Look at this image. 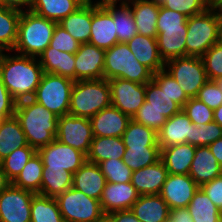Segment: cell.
Segmentation results:
<instances>
[{
    "label": "cell",
    "mask_w": 222,
    "mask_h": 222,
    "mask_svg": "<svg viewBox=\"0 0 222 222\" xmlns=\"http://www.w3.org/2000/svg\"><path fill=\"white\" fill-rule=\"evenodd\" d=\"M43 74L38 57L0 52V77L16 102L33 98Z\"/></svg>",
    "instance_id": "cell-1"
},
{
    "label": "cell",
    "mask_w": 222,
    "mask_h": 222,
    "mask_svg": "<svg viewBox=\"0 0 222 222\" xmlns=\"http://www.w3.org/2000/svg\"><path fill=\"white\" fill-rule=\"evenodd\" d=\"M14 115L36 151L56 139L59 117L32 98L17 102Z\"/></svg>",
    "instance_id": "cell-2"
},
{
    "label": "cell",
    "mask_w": 222,
    "mask_h": 222,
    "mask_svg": "<svg viewBox=\"0 0 222 222\" xmlns=\"http://www.w3.org/2000/svg\"><path fill=\"white\" fill-rule=\"evenodd\" d=\"M57 22L38 16L31 11L21 12L17 40L11 52L39 57L50 45Z\"/></svg>",
    "instance_id": "cell-3"
},
{
    "label": "cell",
    "mask_w": 222,
    "mask_h": 222,
    "mask_svg": "<svg viewBox=\"0 0 222 222\" xmlns=\"http://www.w3.org/2000/svg\"><path fill=\"white\" fill-rule=\"evenodd\" d=\"M111 93L106 79L77 80L74 82L68 114L91 118L102 109L110 107Z\"/></svg>",
    "instance_id": "cell-4"
},
{
    "label": "cell",
    "mask_w": 222,
    "mask_h": 222,
    "mask_svg": "<svg viewBox=\"0 0 222 222\" xmlns=\"http://www.w3.org/2000/svg\"><path fill=\"white\" fill-rule=\"evenodd\" d=\"M154 73L138 62L126 43H117L105 50L104 79L121 78L146 84Z\"/></svg>",
    "instance_id": "cell-5"
},
{
    "label": "cell",
    "mask_w": 222,
    "mask_h": 222,
    "mask_svg": "<svg viewBox=\"0 0 222 222\" xmlns=\"http://www.w3.org/2000/svg\"><path fill=\"white\" fill-rule=\"evenodd\" d=\"M222 13L206 9L187 19L186 56L202 57L217 43Z\"/></svg>",
    "instance_id": "cell-6"
},
{
    "label": "cell",
    "mask_w": 222,
    "mask_h": 222,
    "mask_svg": "<svg viewBox=\"0 0 222 222\" xmlns=\"http://www.w3.org/2000/svg\"><path fill=\"white\" fill-rule=\"evenodd\" d=\"M74 82L70 78L44 72L32 99L58 117L66 115Z\"/></svg>",
    "instance_id": "cell-7"
},
{
    "label": "cell",
    "mask_w": 222,
    "mask_h": 222,
    "mask_svg": "<svg viewBox=\"0 0 222 222\" xmlns=\"http://www.w3.org/2000/svg\"><path fill=\"white\" fill-rule=\"evenodd\" d=\"M164 69L181 86L188 98L196 97L208 81L204 62L196 56H183L165 62Z\"/></svg>",
    "instance_id": "cell-8"
},
{
    "label": "cell",
    "mask_w": 222,
    "mask_h": 222,
    "mask_svg": "<svg viewBox=\"0 0 222 222\" xmlns=\"http://www.w3.org/2000/svg\"><path fill=\"white\" fill-rule=\"evenodd\" d=\"M55 199L65 222H94L104 215L100 200L86 196L73 187Z\"/></svg>",
    "instance_id": "cell-9"
},
{
    "label": "cell",
    "mask_w": 222,
    "mask_h": 222,
    "mask_svg": "<svg viewBox=\"0 0 222 222\" xmlns=\"http://www.w3.org/2000/svg\"><path fill=\"white\" fill-rule=\"evenodd\" d=\"M56 139L87 155L93 140L90 118L76 117L71 114L60 116Z\"/></svg>",
    "instance_id": "cell-10"
},
{
    "label": "cell",
    "mask_w": 222,
    "mask_h": 222,
    "mask_svg": "<svg viewBox=\"0 0 222 222\" xmlns=\"http://www.w3.org/2000/svg\"><path fill=\"white\" fill-rule=\"evenodd\" d=\"M44 169L66 170L74 174L87 160L86 155L73 147L55 139L37 150Z\"/></svg>",
    "instance_id": "cell-11"
},
{
    "label": "cell",
    "mask_w": 222,
    "mask_h": 222,
    "mask_svg": "<svg viewBox=\"0 0 222 222\" xmlns=\"http://www.w3.org/2000/svg\"><path fill=\"white\" fill-rule=\"evenodd\" d=\"M35 193L10 184L0 193V222H31Z\"/></svg>",
    "instance_id": "cell-12"
},
{
    "label": "cell",
    "mask_w": 222,
    "mask_h": 222,
    "mask_svg": "<svg viewBox=\"0 0 222 222\" xmlns=\"http://www.w3.org/2000/svg\"><path fill=\"white\" fill-rule=\"evenodd\" d=\"M111 104L130 118L145 102L146 84H139L129 80L109 79Z\"/></svg>",
    "instance_id": "cell-13"
},
{
    "label": "cell",
    "mask_w": 222,
    "mask_h": 222,
    "mask_svg": "<svg viewBox=\"0 0 222 222\" xmlns=\"http://www.w3.org/2000/svg\"><path fill=\"white\" fill-rule=\"evenodd\" d=\"M89 43L101 49H109L118 43L113 21V3L92 5L91 34Z\"/></svg>",
    "instance_id": "cell-14"
},
{
    "label": "cell",
    "mask_w": 222,
    "mask_h": 222,
    "mask_svg": "<svg viewBox=\"0 0 222 222\" xmlns=\"http://www.w3.org/2000/svg\"><path fill=\"white\" fill-rule=\"evenodd\" d=\"M198 188L189 174H168L159 195L170 210L187 208Z\"/></svg>",
    "instance_id": "cell-15"
},
{
    "label": "cell",
    "mask_w": 222,
    "mask_h": 222,
    "mask_svg": "<svg viewBox=\"0 0 222 222\" xmlns=\"http://www.w3.org/2000/svg\"><path fill=\"white\" fill-rule=\"evenodd\" d=\"M75 57V81L104 79L105 50L90 43L80 44Z\"/></svg>",
    "instance_id": "cell-16"
},
{
    "label": "cell",
    "mask_w": 222,
    "mask_h": 222,
    "mask_svg": "<svg viewBox=\"0 0 222 222\" xmlns=\"http://www.w3.org/2000/svg\"><path fill=\"white\" fill-rule=\"evenodd\" d=\"M138 197L139 194L131 182H106L100 203L104 214H110L115 211L131 209Z\"/></svg>",
    "instance_id": "cell-17"
},
{
    "label": "cell",
    "mask_w": 222,
    "mask_h": 222,
    "mask_svg": "<svg viewBox=\"0 0 222 222\" xmlns=\"http://www.w3.org/2000/svg\"><path fill=\"white\" fill-rule=\"evenodd\" d=\"M131 118L114 106L102 109L90 118L93 137H122Z\"/></svg>",
    "instance_id": "cell-18"
},
{
    "label": "cell",
    "mask_w": 222,
    "mask_h": 222,
    "mask_svg": "<svg viewBox=\"0 0 222 222\" xmlns=\"http://www.w3.org/2000/svg\"><path fill=\"white\" fill-rule=\"evenodd\" d=\"M191 123L183 110L167 119L157 132V142L160 149L177 144H190Z\"/></svg>",
    "instance_id": "cell-19"
},
{
    "label": "cell",
    "mask_w": 222,
    "mask_h": 222,
    "mask_svg": "<svg viewBox=\"0 0 222 222\" xmlns=\"http://www.w3.org/2000/svg\"><path fill=\"white\" fill-rule=\"evenodd\" d=\"M168 171L160 159L132 173L131 183L139 195L159 194L166 181Z\"/></svg>",
    "instance_id": "cell-20"
},
{
    "label": "cell",
    "mask_w": 222,
    "mask_h": 222,
    "mask_svg": "<svg viewBox=\"0 0 222 222\" xmlns=\"http://www.w3.org/2000/svg\"><path fill=\"white\" fill-rule=\"evenodd\" d=\"M106 184L105 176L98 164L86 161L74 174L72 187L86 196L100 200Z\"/></svg>",
    "instance_id": "cell-21"
},
{
    "label": "cell",
    "mask_w": 222,
    "mask_h": 222,
    "mask_svg": "<svg viewBox=\"0 0 222 222\" xmlns=\"http://www.w3.org/2000/svg\"><path fill=\"white\" fill-rule=\"evenodd\" d=\"M134 16L137 33L157 38V19L160 5L154 0H126Z\"/></svg>",
    "instance_id": "cell-22"
},
{
    "label": "cell",
    "mask_w": 222,
    "mask_h": 222,
    "mask_svg": "<svg viewBox=\"0 0 222 222\" xmlns=\"http://www.w3.org/2000/svg\"><path fill=\"white\" fill-rule=\"evenodd\" d=\"M126 44L134 54L136 60L149 68L153 73L164 69L165 62L159 54L156 38L137 33Z\"/></svg>",
    "instance_id": "cell-23"
},
{
    "label": "cell",
    "mask_w": 222,
    "mask_h": 222,
    "mask_svg": "<svg viewBox=\"0 0 222 222\" xmlns=\"http://www.w3.org/2000/svg\"><path fill=\"white\" fill-rule=\"evenodd\" d=\"M189 175L199 187L222 175V166L217 162L208 146L196 147Z\"/></svg>",
    "instance_id": "cell-24"
},
{
    "label": "cell",
    "mask_w": 222,
    "mask_h": 222,
    "mask_svg": "<svg viewBox=\"0 0 222 222\" xmlns=\"http://www.w3.org/2000/svg\"><path fill=\"white\" fill-rule=\"evenodd\" d=\"M141 222H168L170 208L159 194L139 195L130 209Z\"/></svg>",
    "instance_id": "cell-25"
},
{
    "label": "cell",
    "mask_w": 222,
    "mask_h": 222,
    "mask_svg": "<svg viewBox=\"0 0 222 222\" xmlns=\"http://www.w3.org/2000/svg\"><path fill=\"white\" fill-rule=\"evenodd\" d=\"M196 146L188 143L161 148V157L168 174H189Z\"/></svg>",
    "instance_id": "cell-26"
},
{
    "label": "cell",
    "mask_w": 222,
    "mask_h": 222,
    "mask_svg": "<svg viewBox=\"0 0 222 222\" xmlns=\"http://www.w3.org/2000/svg\"><path fill=\"white\" fill-rule=\"evenodd\" d=\"M38 59L45 73L64 76L75 81L74 54L58 51L48 46Z\"/></svg>",
    "instance_id": "cell-27"
},
{
    "label": "cell",
    "mask_w": 222,
    "mask_h": 222,
    "mask_svg": "<svg viewBox=\"0 0 222 222\" xmlns=\"http://www.w3.org/2000/svg\"><path fill=\"white\" fill-rule=\"evenodd\" d=\"M187 23L182 28L164 29L157 33V44L164 62L186 56Z\"/></svg>",
    "instance_id": "cell-28"
},
{
    "label": "cell",
    "mask_w": 222,
    "mask_h": 222,
    "mask_svg": "<svg viewBox=\"0 0 222 222\" xmlns=\"http://www.w3.org/2000/svg\"><path fill=\"white\" fill-rule=\"evenodd\" d=\"M92 5H82L58 24L79 44L89 43L91 34Z\"/></svg>",
    "instance_id": "cell-29"
},
{
    "label": "cell",
    "mask_w": 222,
    "mask_h": 222,
    "mask_svg": "<svg viewBox=\"0 0 222 222\" xmlns=\"http://www.w3.org/2000/svg\"><path fill=\"white\" fill-rule=\"evenodd\" d=\"M125 150L122 137H93L86 160L99 165L108 159H122Z\"/></svg>",
    "instance_id": "cell-30"
},
{
    "label": "cell",
    "mask_w": 222,
    "mask_h": 222,
    "mask_svg": "<svg viewBox=\"0 0 222 222\" xmlns=\"http://www.w3.org/2000/svg\"><path fill=\"white\" fill-rule=\"evenodd\" d=\"M25 134L15 115L0 122V162L14 150L27 146Z\"/></svg>",
    "instance_id": "cell-31"
},
{
    "label": "cell",
    "mask_w": 222,
    "mask_h": 222,
    "mask_svg": "<svg viewBox=\"0 0 222 222\" xmlns=\"http://www.w3.org/2000/svg\"><path fill=\"white\" fill-rule=\"evenodd\" d=\"M82 5L79 0H33L30 11L59 23Z\"/></svg>",
    "instance_id": "cell-32"
},
{
    "label": "cell",
    "mask_w": 222,
    "mask_h": 222,
    "mask_svg": "<svg viewBox=\"0 0 222 222\" xmlns=\"http://www.w3.org/2000/svg\"><path fill=\"white\" fill-rule=\"evenodd\" d=\"M193 222H222V211L199 187L187 206Z\"/></svg>",
    "instance_id": "cell-33"
},
{
    "label": "cell",
    "mask_w": 222,
    "mask_h": 222,
    "mask_svg": "<svg viewBox=\"0 0 222 222\" xmlns=\"http://www.w3.org/2000/svg\"><path fill=\"white\" fill-rule=\"evenodd\" d=\"M43 168L42 159L36 152L11 184L35 194H40Z\"/></svg>",
    "instance_id": "cell-34"
},
{
    "label": "cell",
    "mask_w": 222,
    "mask_h": 222,
    "mask_svg": "<svg viewBox=\"0 0 222 222\" xmlns=\"http://www.w3.org/2000/svg\"><path fill=\"white\" fill-rule=\"evenodd\" d=\"M113 21L118 43H127L137 34L134 16L125 1L113 2Z\"/></svg>",
    "instance_id": "cell-35"
},
{
    "label": "cell",
    "mask_w": 222,
    "mask_h": 222,
    "mask_svg": "<svg viewBox=\"0 0 222 222\" xmlns=\"http://www.w3.org/2000/svg\"><path fill=\"white\" fill-rule=\"evenodd\" d=\"M72 185V173L66 170H49L43 168L40 195L56 198L70 189Z\"/></svg>",
    "instance_id": "cell-36"
},
{
    "label": "cell",
    "mask_w": 222,
    "mask_h": 222,
    "mask_svg": "<svg viewBox=\"0 0 222 222\" xmlns=\"http://www.w3.org/2000/svg\"><path fill=\"white\" fill-rule=\"evenodd\" d=\"M20 16V11L0 4V52L13 50L17 40Z\"/></svg>",
    "instance_id": "cell-37"
},
{
    "label": "cell",
    "mask_w": 222,
    "mask_h": 222,
    "mask_svg": "<svg viewBox=\"0 0 222 222\" xmlns=\"http://www.w3.org/2000/svg\"><path fill=\"white\" fill-rule=\"evenodd\" d=\"M31 222H65L55 198L35 194L31 202Z\"/></svg>",
    "instance_id": "cell-38"
},
{
    "label": "cell",
    "mask_w": 222,
    "mask_h": 222,
    "mask_svg": "<svg viewBox=\"0 0 222 222\" xmlns=\"http://www.w3.org/2000/svg\"><path fill=\"white\" fill-rule=\"evenodd\" d=\"M145 101L167 119L182 110L176 102L172 101L165 92L160 90V87L153 80L146 83Z\"/></svg>",
    "instance_id": "cell-39"
},
{
    "label": "cell",
    "mask_w": 222,
    "mask_h": 222,
    "mask_svg": "<svg viewBox=\"0 0 222 222\" xmlns=\"http://www.w3.org/2000/svg\"><path fill=\"white\" fill-rule=\"evenodd\" d=\"M160 146L126 147L123 162L134 172L160 160Z\"/></svg>",
    "instance_id": "cell-40"
},
{
    "label": "cell",
    "mask_w": 222,
    "mask_h": 222,
    "mask_svg": "<svg viewBox=\"0 0 222 222\" xmlns=\"http://www.w3.org/2000/svg\"><path fill=\"white\" fill-rule=\"evenodd\" d=\"M125 147H151L159 146L157 132L153 129L136 123L132 119L128 122L127 128L122 135Z\"/></svg>",
    "instance_id": "cell-41"
},
{
    "label": "cell",
    "mask_w": 222,
    "mask_h": 222,
    "mask_svg": "<svg viewBox=\"0 0 222 222\" xmlns=\"http://www.w3.org/2000/svg\"><path fill=\"white\" fill-rule=\"evenodd\" d=\"M36 152L33 147L27 145L14 150L0 162L3 172L11 182Z\"/></svg>",
    "instance_id": "cell-42"
},
{
    "label": "cell",
    "mask_w": 222,
    "mask_h": 222,
    "mask_svg": "<svg viewBox=\"0 0 222 222\" xmlns=\"http://www.w3.org/2000/svg\"><path fill=\"white\" fill-rule=\"evenodd\" d=\"M152 80L160 87V90L165 92L181 108L188 102L189 98L181 89V86L165 69L154 73Z\"/></svg>",
    "instance_id": "cell-43"
},
{
    "label": "cell",
    "mask_w": 222,
    "mask_h": 222,
    "mask_svg": "<svg viewBox=\"0 0 222 222\" xmlns=\"http://www.w3.org/2000/svg\"><path fill=\"white\" fill-rule=\"evenodd\" d=\"M219 138H222V127L218 123L212 121L198 126L191 123V145L209 146Z\"/></svg>",
    "instance_id": "cell-44"
},
{
    "label": "cell",
    "mask_w": 222,
    "mask_h": 222,
    "mask_svg": "<svg viewBox=\"0 0 222 222\" xmlns=\"http://www.w3.org/2000/svg\"><path fill=\"white\" fill-rule=\"evenodd\" d=\"M106 182L128 183L131 182L133 171L122 159H108L99 164Z\"/></svg>",
    "instance_id": "cell-45"
},
{
    "label": "cell",
    "mask_w": 222,
    "mask_h": 222,
    "mask_svg": "<svg viewBox=\"0 0 222 222\" xmlns=\"http://www.w3.org/2000/svg\"><path fill=\"white\" fill-rule=\"evenodd\" d=\"M182 110L195 125L206 124L213 121L214 110L196 97L189 98Z\"/></svg>",
    "instance_id": "cell-46"
},
{
    "label": "cell",
    "mask_w": 222,
    "mask_h": 222,
    "mask_svg": "<svg viewBox=\"0 0 222 222\" xmlns=\"http://www.w3.org/2000/svg\"><path fill=\"white\" fill-rule=\"evenodd\" d=\"M201 58L208 80L222 79V46L215 43Z\"/></svg>",
    "instance_id": "cell-47"
},
{
    "label": "cell",
    "mask_w": 222,
    "mask_h": 222,
    "mask_svg": "<svg viewBox=\"0 0 222 222\" xmlns=\"http://www.w3.org/2000/svg\"><path fill=\"white\" fill-rule=\"evenodd\" d=\"M131 119L136 123L153 129L155 132H158L167 121V118L164 115L150 107L149 103L146 101Z\"/></svg>",
    "instance_id": "cell-48"
},
{
    "label": "cell",
    "mask_w": 222,
    "mask_h": 222,
    "mask_svg": "<svg viewBox=\"0 0 222 222\" xmlns=\"http://www.w3.org/2000/svg\"><path fill=\"white\" fill-rule=\"evenodd\" d=\"M161 6L182 13L188 18L207 9L205 0H166Z\"/></svg>",
    "instance_id": "cell-49"
},
{
    "label": "cell",
    "mask_w": 222,
    "mask_h": 222,
    "mask_svg": "<svg viewBox=\"0 0 222 222\" xmlns=\"http://www.w3.org/2000/svg\"><path fill=\"white\" fill-rule=\"evenodd\" d=\"M49 46L58 51L75 54L80 44L57 23Z\"/></svg>",
    "instance_id": "cell-50"
},
{
    "label": "cell",
    "mask_w": 222,
    "mask_h": 222,
    "mask_svg": "<svg viewBox=\"0 0 222 222\" xmlns=\"http://www.w3.org/2000/svg\"><path fill=\"white\" fill-rule=\"evenodd\" d=\"M188 17L166 9L160 5L158 19H157V32H164V29L182 28L187 23Z\"/></svg>",
    "instance_id": "cell-51"
},
{
    "label": "cell",
    "mask_w": 222,
    "mask_h": 222,
    "mask_svg": "<svg viewBox=\"0 0 222 222\" xmlns=\"http://www.w3.org/2000/svg\"><path fill=\"white\" fill-rule=\"evenodd\" d=\"M196 98L215 110L222 105V90L216 80H208L198 91Z\"/></svg>",
    "instance_id": "cell-52"
},
{
    "label": "cell",
    "mask_w": 222,
    "mask_h": 222,
    "mask_svg": "<svg viewBox=\"0 0 222 222\" xmlns=\"http://www.w3.org/2000/svg\"><path fill=\"white\" fill-rule=\"evenodd\" d=\"M210 200L222 211V175L200 187Z\"/></svg>",
    "instance_id": "cell-53"
},
{
    "label": "cell",
    "mask_w": 222,
    "mask_h": 222,
    "mask_svg": "<svg viewBox=\"0 0 222 222\" xmlns=\"http://www.w3.org/2000/svg\"><path fill=\"white\" fill-rule=\"evenodd\" d=\"M16 103L17 102L12 98L0 77V117L5 119L13 116Z\"/></svg>",
    "instance_id": "cell-54"
},
{
    "label": "cell",
    "mask_w": 222,
    "mask_h": 222,
    "mask_svg": "<svg viewBox=\"0 0 222 222\" xmlns=\"http://www.w3.org/2000/svg\"><path fill=\"white\" fill-rule=\"evenodd\" d=\"M33 0H0V4L6 8L20 12L30 11Z\"/></svg>",
    "instance_id": "cell-55"
},
{
    "label": "cell",
    "mask_w": 222,
    "mask_h": 222,
    "mask_svg": "<svg viewBox=\"0 0 222 222\" xmlns=\"http://www.w3.org/2000/svg\"><path fill=\"white\" fill-rule=\"evenodd\" d=\"M168 222H193L188 208H174L170 210Z\"/></svg>",
    "instance_id": "cell-56"
},
{
    "label": "cell",
    "mask_w": 222,
    "mask_h": 222,
    "mask_svg": "<svg viewBox=\"0 0 222 222\" xmlns=\"http://www.w3.org/2000/svg\"><path fill=\"white\" fill-rule=\"evenodd\" d=\"M115 222H141L134 213L129 210L115 211L109 214Z\"/></svg>",
    "instance_id": "cell-57"
},
{
    "label": "cell",
    "mask_w": 222,
    "mask_h": 222,
    "mask_svg": "<svg viewBox=\"0 0 222 222\" xmlns=\"http://www.w3.org/2000/svg\"><path fill=\"white\" fill-rule=\"evenodd\" d=\"M211 153L217 159V162L222 166V138L217 139L214 143L209 146Z\"/></svg>",
    "instance_id": "cell-58"
},
{
    "label": "cell",
    "mask_w": 222,
    "mask_h": 222,
    "mask_svg": "<svg viewBox=\"0 0 222 222\" xmlns=\"http://www.w3.org/2000/svg\"><path fill=\"white\" fill-rule=\"evenodd\" d=\"M207 9L222 13V0H205Z\"/></svg>",
    "instance_id": "cell-59"
},
{
    "label": "cell",
    "mask_w": 222,
    "mask_h": 222,
    "mask_svg": "<svg viewBox=\"0 0 222 222\" xmlns=\"http://www.w3.org/2000/svg\"><path fill=\"white\" fill-rule=\"evenodd\" d=\"M10 184L11 181L7 178L0 165V193L4 191Z\"/></svg>",
    "instance_id": "cell-60"
},
{
    "label": "cell",
    "mask_w": 222,
    "mask_h": 222,
    "mask_svg": "<svg viewBox=\"0 0 222 222\" xmlns=\"http://www.w3.org/2000/svg\"><path fill=\"white\" fill-rule=\"evenodd\" d=\"M84 5H108L110 0H79Z\"/></svg>",
    "instance_id": "cell-61"
},
{
    "label": "cell",
    "mask_w": 222,
    "mask_h": 222,
    "mask_svg": "<svg viewBox=\"0 0 222 222\" xmlns=\"http://www.w3.org/2000/svg\"><path fill=\"white\" fill-rule=\"evenodd\" d=\"M213 121L222 127V105L214 110Z\"/></svg>",
    "instance_id": "cell-62"
},
{
    "label": "cell",
    "mask_w": 222,
    "mask_h": 222,
    "mask_svg": "<svg viewBox=\"0 0 222 222\" xmlns=\"http://www.w3.org/2000/svg\"><path fill=\"white\" fill-rule=\"evenodd\" d=\"M94 222H115L109 214H104L101 218Z\"/></svg>",
    "instance_id": "cell-63"
},
{
    "label": "cell",
    "mask_w": 222,
    "mask_h": 222,
    "mask_svg": "<svg viewBox=\"0 0 222 222\" xmlns=\"http://www.w3.org/2000/svg\"><path fill=\"white\" fill-rule=\"evenodd\" d=\"M217 44L222 46V19L218 27Z\"/></svg>",
    "instance_id": "cell-64"
},
{
    "label": "cell",
    "mask_w": 222,
    "mask_h": 222,
    "mask_svg": "<svg viewBox=\"0 0 222 222\" xmlns=\"http://www.w3.org/2000/svg\"><path fill=\"white\" fill-rule=\"evenodd\" d=\"M157 4L162 5L166 0H154Z\"/></svg>",
    "instance_id": "cell-65"
},
{
    "label": "cell",
    "mask_w": 222,
    "mask_h": 222,
    "mask_svg": "<svg viewBox=\"0 0 222 222\" xmlns=\"http://www.w3.org/2000/svg\"><path fill=\"white\" fill-rule=\"evenodd\" d=\"M216 81L218 82V84H219V86H220V88L222 90V79H219V80H216Z\"/></svg>",
    "instance_id": "cell-66"
},
{
    "label": "cell",
    "mask_w": 222,
    "mask_h": 222,
    "mask_svg": "<svg viewBox=\"0 0 222 222\" xmlns=\"http://www.w3.org/2000/svg\"><path fill=\"white\" fill-rule=\"evenodd\" d=\"M116 1H126V0H110V3L116 2Z\"/></svg>",
    "instance_id": "cell-67"
}]
</instances>
